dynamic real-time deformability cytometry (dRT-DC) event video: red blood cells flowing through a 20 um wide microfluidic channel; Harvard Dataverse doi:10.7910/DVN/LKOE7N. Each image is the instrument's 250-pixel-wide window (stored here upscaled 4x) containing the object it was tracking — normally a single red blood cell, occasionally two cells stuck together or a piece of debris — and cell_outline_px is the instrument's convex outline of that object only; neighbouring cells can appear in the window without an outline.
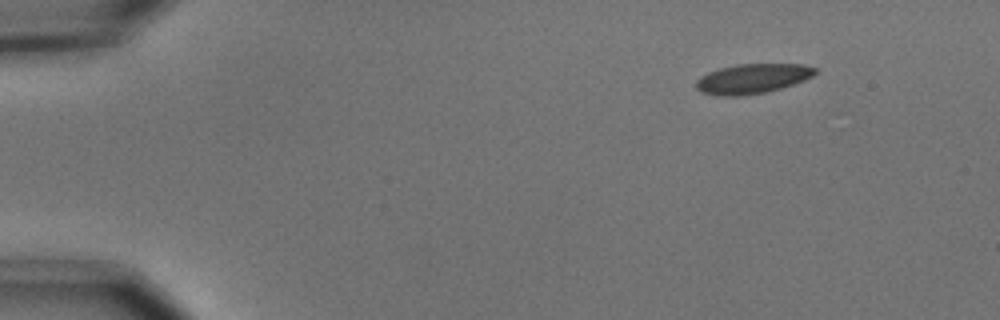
{"species": "common noctule bat (a hibernating species)", "species_latin": "Nyctalus noctula", "temperature_condition": "cold", "stored_images_in_passage": 12, "camera_frame_rate_fps": 3000, "um_per_image_px": 0.085, "animal": {"sex": "male", "body_mass_g": 15.6}, "frame": {"image": 1, "passage_image": 1, "time_ms": 0.0, "image_size_px": [1000, 320], "cell_outline_px": [[820, 72], [804, 80], [780, 88], [764, 92], [740, 96], [716, 96], [700, 92], [696, 88], [696, 80], [700, 76], [708, 72], [720, 68], [736, 64], [804, 64], [816, 68]], "centroid_in_image_um": [63.94, 6.68], "position_along_channel_um": 21.1, "area_um2": 20.75}}
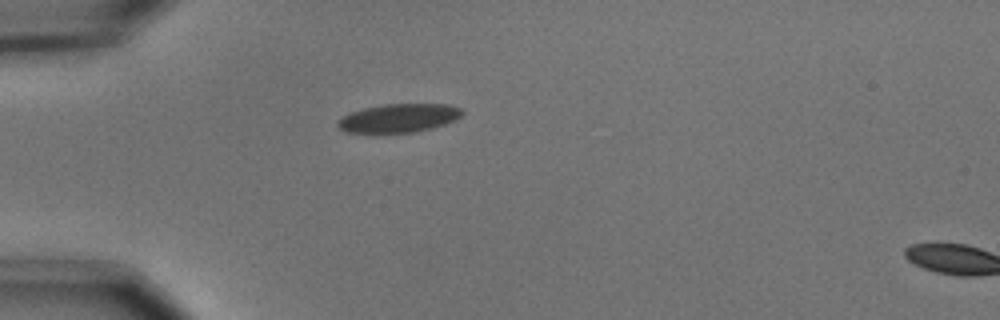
{"frame": {"image": 2, "passage_image": 10, "time_ms": 3.0, "image_size_px": [1000, 320], "cell_outline_px": [[464, 112], [456, 120], [432, 128], [416, 132], [376, 136], [348, 132], [340, 128], [336, 124], [336, 120], [348, 112], [364, 108], [384, 104], [448, 104], [460, 108]], "centroid_in_image_um": [33.81, 10.08], "position_along_channel_um": 51.2, "area_um2": 21.68}}